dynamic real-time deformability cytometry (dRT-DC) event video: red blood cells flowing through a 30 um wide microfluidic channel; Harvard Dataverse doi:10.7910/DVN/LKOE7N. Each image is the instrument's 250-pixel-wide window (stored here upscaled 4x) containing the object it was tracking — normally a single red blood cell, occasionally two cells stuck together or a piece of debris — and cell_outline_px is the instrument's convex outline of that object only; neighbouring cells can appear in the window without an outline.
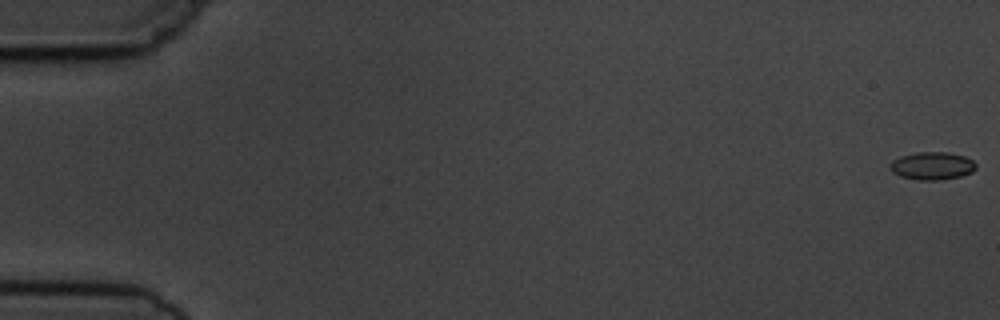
{"species": "common noctule bat (a hibernating species)", "species_latin": "Nyctalus noctula", "temperature_condition": "cold", "stored_images_in_passage": 6, "camera_frame_rate_fps": 3000, "um_per_image_px": 0.085, "animal": {"sex": "male", "body_mass_g": 19.5, "forearm_length_mm": 54.6}, "frame": {"image": 1, "passage_image": 1, "time_ms": 0.0, "image_size_px": [1000, 320], "cell_outline_px": [[976, 168], [972, 172], [960, 176], [940, 180], [920, 180], [900, 176], [892, 172], [888, 168], [888, 164], [892, 160], [900, 156], [916, 152], [948, 152], [964, 156], [972, 160], [976, 164]], "centroid_in_image_um": [79.19, 14.09], "position_along_channel_um": 5.8, "area_um2": 14.05}}
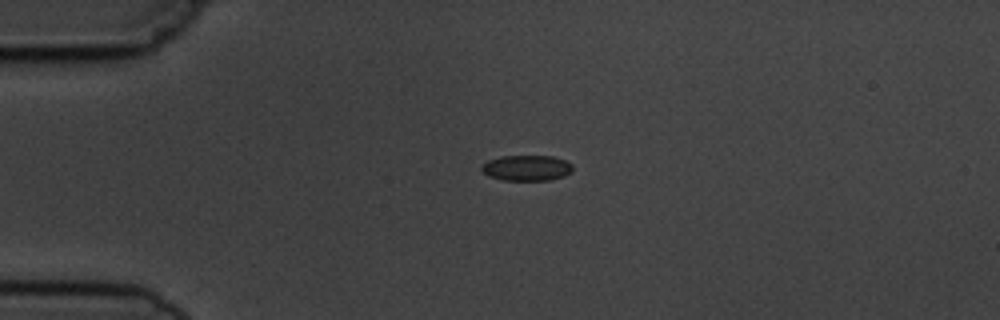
{"frame": {"image": 2, "passage_image": 4, "time_ms": 4.333, "image_size_px": [1000, 320], "cell_outline_px": [[572, 172], [564, 176], [548, 180], [504, 180], [488, 176], [480, 168], [488, 160], [500, 156], [552, 156], [564, 160], [572, 164]], "centroid_in_image_um": [44.77, 14.27], "position_along_channel_um": 40.2, "area_um2": 13.53}}
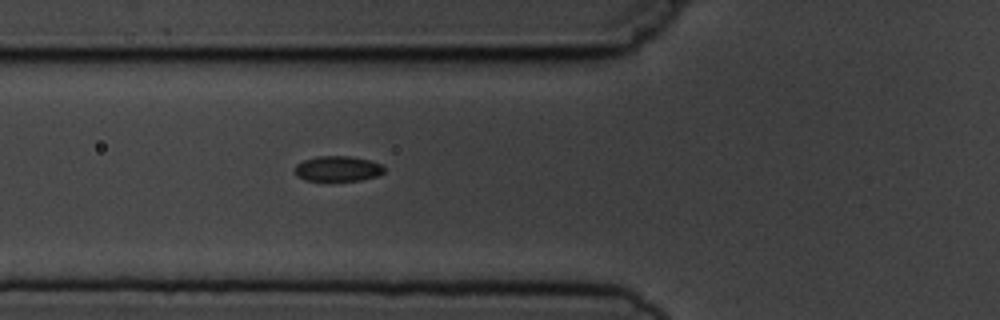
{"frame": {"image": 3, "passage_image": 6, "time_ms": 6.667, "image_size_px": [1000, 320], "cell_outline_px": [[384, 172], [376, 176], [360, 180], [304, 180], [296, 176], [296, 164], [304, 160], [316, 156], [352, 156], [368, 160], [380, 164], [384, 168]], "centroid_in_image_um": [28.69, 14.33], "position_along_channel_um": 97.1, "area_um2": 13.01}}